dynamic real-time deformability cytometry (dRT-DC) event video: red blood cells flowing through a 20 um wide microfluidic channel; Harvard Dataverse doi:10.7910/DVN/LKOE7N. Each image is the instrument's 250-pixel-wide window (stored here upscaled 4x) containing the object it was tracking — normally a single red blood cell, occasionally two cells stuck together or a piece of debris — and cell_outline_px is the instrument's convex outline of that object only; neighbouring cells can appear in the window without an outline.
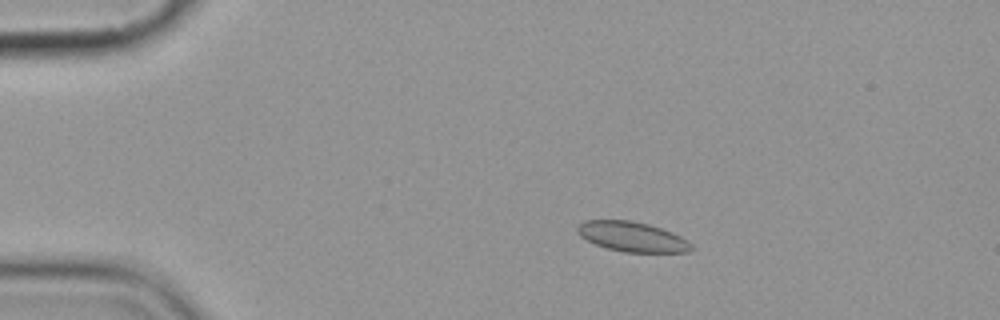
{"species": "common noctule bat (a hibernating species)", "species_latin": "Nyctalus noctula", "temperature_condition": "cold", "stored_images_in_passage": 7, "camera_frame_rate_fps": 3000, "um_per_image_px": 0.085, "animal": {"sex": "female", "body_mass_g": 19.9}, "frame": {"image": 1, "passage_image": 3, "time_ms": 3.333, "image_size_px": [1000, 320], "cell_outline_px": [[692, 248], [688, 252], [624, 252], [608, 248], [596, 244], [580, 236], [576, 228], [584, 220], [632, 220], [648, 224], [672, 232], [688, 240], [692, 244]], "centroid_in_image_um": [53.74, 20.11], "position_along_channel_um": 31.3, "area_um2": 19.71}}
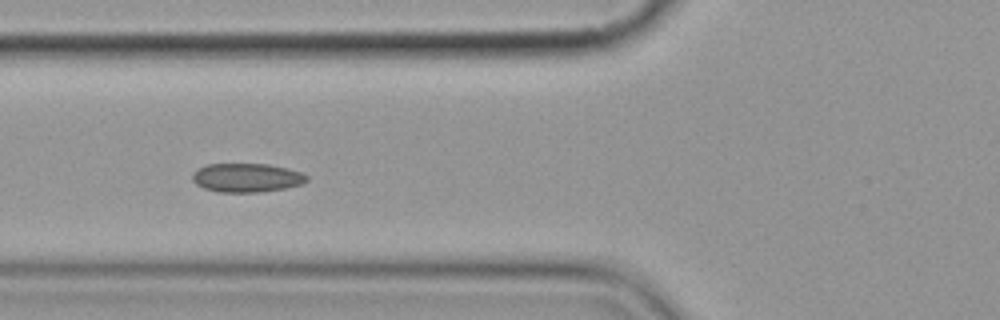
{"frame": {"image": 2, "passage_image": 6, "time_ms": 7.0, "image_size_px": [1000, 320], "cell_outline_px": [[308, 180], [304, 184], [284, 188], [260, 192], [220, 192], [204, 188], [196, 184], [192, 180], [192, 172], [208, 164], [268, 164], [288, 168], [300, 172], [308, 176]], "centroid_in_image_um": [20.98, 15.1], "position_along_channel_um": 104.8, "area_um2": 19.25}}
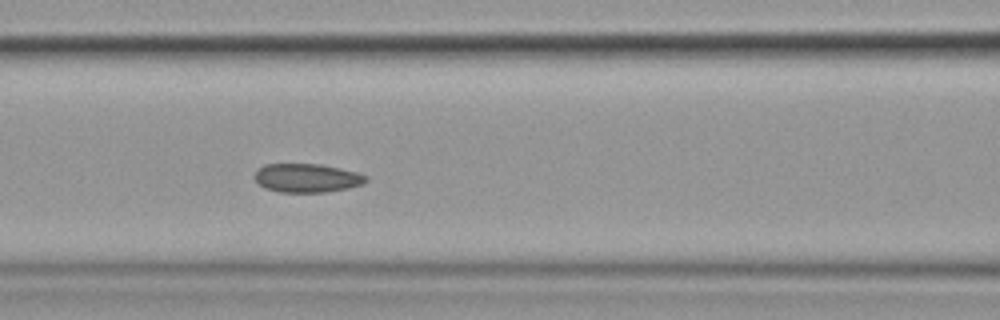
{"frame": {"image": 3, "passage_image": 7, "time_ms": 8.0, "image_size_px": [1000, 320], "cell_outline_px": [[368, 180], [364, 184], [348, 188], [328, 192], [280, 192], [264, 188], [252, 176], [264, 164], [320, 164], [340, 168], [356, 172], [368, 176]], "centroid_in_image_um": [26.11, 15.13], "position_along_channel_um": 140.5, "area_um2": 18.73}}